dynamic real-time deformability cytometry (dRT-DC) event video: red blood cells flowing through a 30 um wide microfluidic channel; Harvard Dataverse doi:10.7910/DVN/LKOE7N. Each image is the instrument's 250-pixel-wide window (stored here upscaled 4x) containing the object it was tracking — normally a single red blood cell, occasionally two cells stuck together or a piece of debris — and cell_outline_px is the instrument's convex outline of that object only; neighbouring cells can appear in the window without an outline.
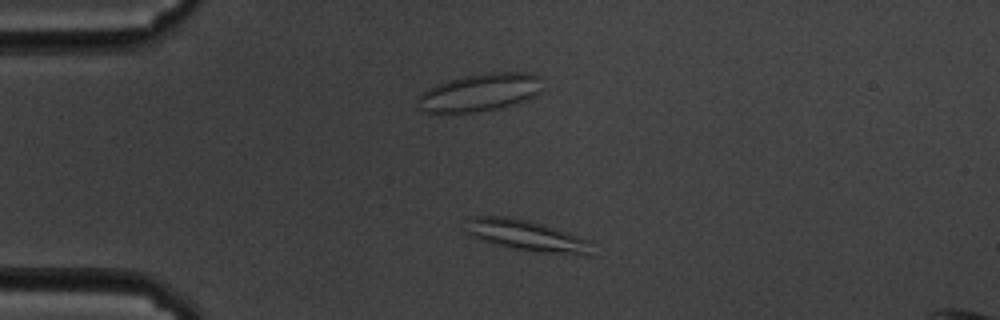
{"species": "common noctule bat (a hibernating species)", "species_latin": "Nyctalus noctula", "temperature_condition": "cold", "stored_images_in_passage": 48, "camera_frame_rate_fps": 3000, "um_per_image_px": 0.085, "animal": {"sex": "male", "body_mass_g": 19.5, "forearm_length_mm": 54.6}, "frame": {"image": 1, "passage_image": 2, "time_ms": 0.333, "image_size_px": [1000, 320], "cell_outline_px": [[592, 240], [588, 256], [536, 252], [508, 248], [480, 240], [464, 232], [468, 216], [508, 216], [528, 220], [544, 224]], "centroid_in_image_um": [44.73, 20.02], "position_along_channel_um": 40.3, "area_um2": 23.29}}
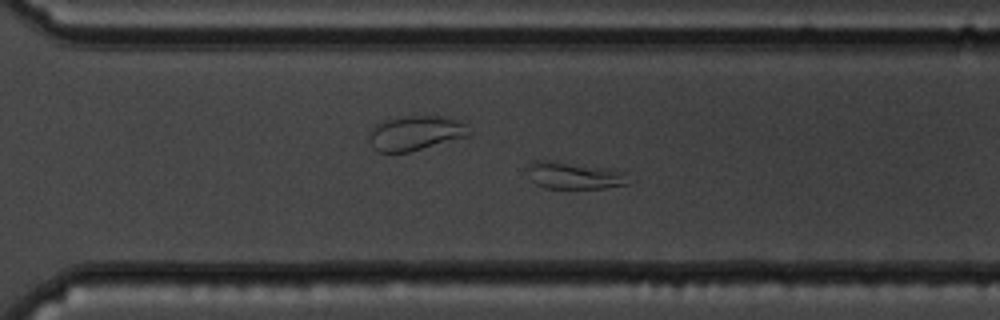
{"frame": {"image": 2, "passage_image": 30, "time_ms": 9.667, "image_size_px": [1000, 320], "cell_outline_px": [[636, 180], [628, 184], [604, 188], [544, 188], [536, 184], [532, 180], [528, 168], [528, 164], [532, 160], [552, 160], [628, 172]], "centroid_in_image_um": [48.9, 14.92], "position_along_channel_um": 321.7, "area_um2": 16.18}}
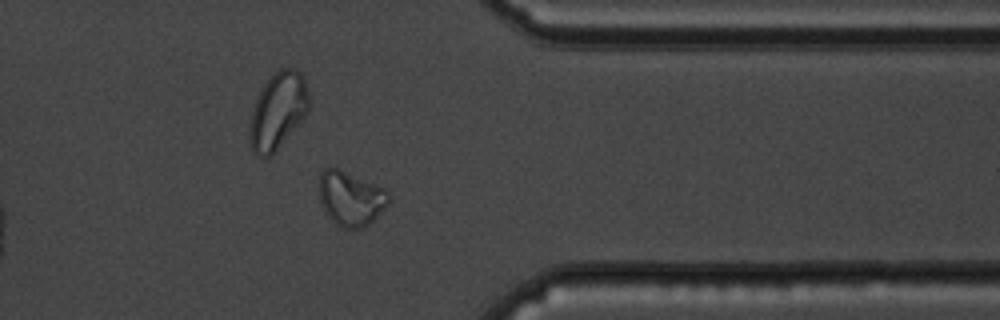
{"frame": {"image": 3, "passage_image": 36, "time_ms": 11.667, "image_size_px": [1000, 320], "cell_outline_px": [[388, 204], [364, 228], [340, 228], [324, 212], [320, 200], [320, 172], [324, 168], [340, 168], [384, 188], [388, 192]], "centroid_in_image_um": [29.79, 16.86], "position_along_channel_um": 381.6, "area_um2": 21.96}, "authors_computed_cell_mechanics": {"area_um2": 17.5712, "velocity_mm_per_s": 3.3559, "shape_relaxation_time_tau1_ms": null, "shape_relaxation_time_tau2_ms": 1.4635, "deformation_change_tau1": null, "deformation_change_tau2": 0.067}}